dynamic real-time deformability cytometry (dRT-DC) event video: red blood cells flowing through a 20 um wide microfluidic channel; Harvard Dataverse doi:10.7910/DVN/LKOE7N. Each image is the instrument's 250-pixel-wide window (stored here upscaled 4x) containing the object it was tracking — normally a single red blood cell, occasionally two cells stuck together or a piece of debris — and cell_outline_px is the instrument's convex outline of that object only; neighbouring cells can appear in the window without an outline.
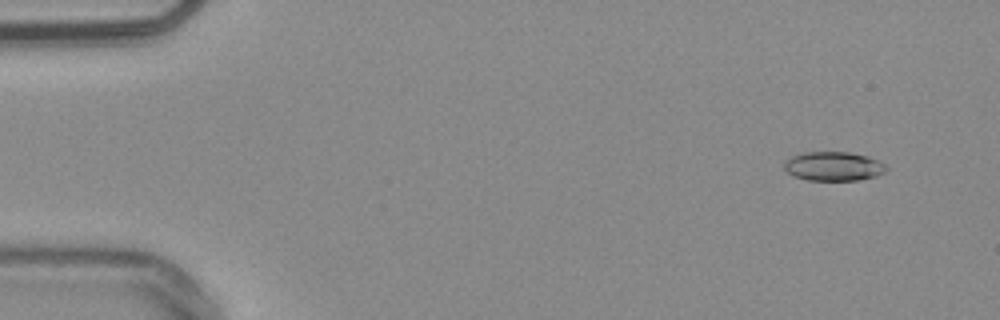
{"species": "common noctule bat (a hibernating species)", "species_latin": "Nyctalus noctula", "temperature_condition": "warm", "stored_images_in_passage": 55, "camera_frame_rate_fps": 3000, "um_per_image_px": 0.085, "animal": {"sex": "male", "body_mass_g": 20.4}, "frame": {"image": 1, "passage_image": 5, "time_ms": 1.333, "image_size_px": [1000, 320], "cell_outline_px": [[888, 168], [884, 172], [876, 176], [856, 180], [808, 180], [796, 176], [788, 172], [784, 168], [784, 160], [792, 156], [804, 152], [848, 152], [868, 156], [884, 164]], "centroid_in_image_um": [70.83, 14.12], "position_along_channel_um": 14.2, "area_um2": 17.17}}
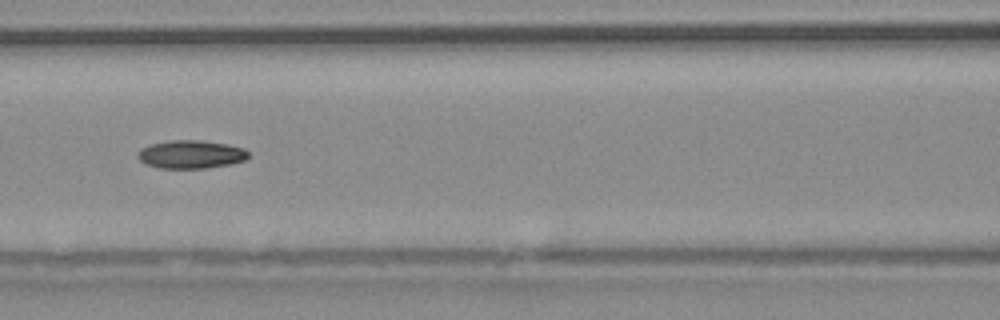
{"frame": {"image": 2, "passage_image": 25, "time_ms": 8.0, "image_size_px": [1000, 320], "cell_outline_px": [[248, 156], [244, 160], [232, 164], [208, 168], [160, 168], [144, 164], [136, 156], [140, 148], [152, 144], [172, 140], [200, 140], [224, 144], [244, 148], [248, 152]], "centroid_in_image_um": [16.2, 13.13], "position_along_channel_um": 150.4, "area_um2": 18.15}}
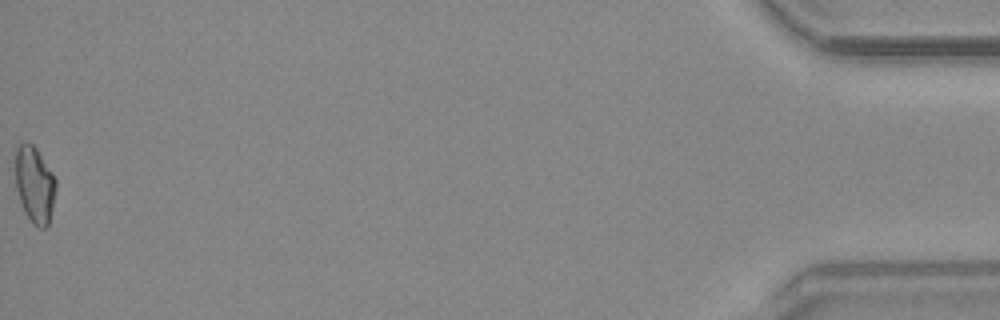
{"frame": {"image": 3, "passage_image": 55, "time_ms": 18.0, "image_size_px": [1000, 320], "cell_outline_px": [[56, 188], [48, 228], [40, 228], [32, 224], [24, 212], [16, 188], [16, 148], [20, 144], [32, 144], [36, 148], [52, 172], [56, 180]], "centroid_in_image_um": [2.96, 15.74], "position_along_channel_um": 432.2, "area_um2": 17.92}, "authors_computed_cell_mechanics": {"area_um2": 17.6868, "velocity_mm_per_s": 3.8117, "shape_relaxation_time_tau1_ms": null, "shape_relaxation_time_tau2_ms": 3.9881, "deformation_change_tau1": null, "deformation_change_tau2": 0.1016}}